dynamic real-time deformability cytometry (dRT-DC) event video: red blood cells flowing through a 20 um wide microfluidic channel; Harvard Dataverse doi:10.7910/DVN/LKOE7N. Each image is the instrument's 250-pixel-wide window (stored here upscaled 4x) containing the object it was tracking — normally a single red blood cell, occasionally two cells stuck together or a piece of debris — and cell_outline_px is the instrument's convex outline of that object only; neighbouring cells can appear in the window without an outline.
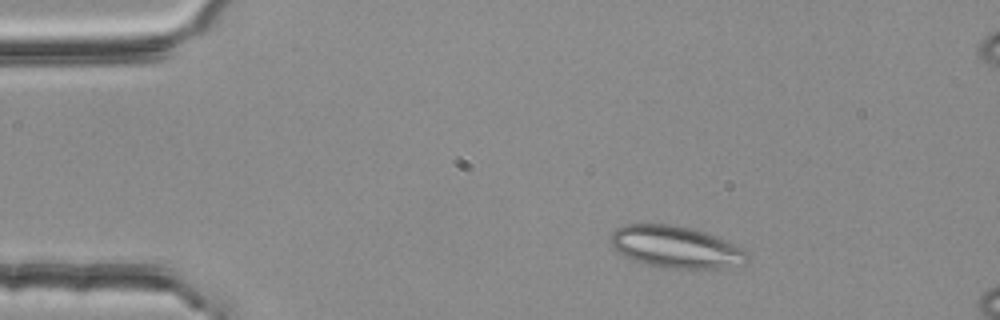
{"species": "common noctule bat (a hibernating species)", "species_latin": "Nyctalus noctula", "temperature_condition": "room temperature", "stored_images_in_passage": 15, "camera_frame_rate_fps": 3000, "um_per_image_px": 0.085, "animal": {"sex": "female", "body_mass_g": 25.1}, "frame": {"image": 1, "passage_image": 7, "time_ms": 2.0, "image_size_px": [1000, 320], "cell_outline_px": [[748, 260], [744, 264], [720, 268], [664, 268], [632, 260], [624, 256], [612, 248], [608, 240], [608, 236], [616, 228], [624, 224], [668, 224], [688, 228], [704, 232], [716, 236], [748, 252]], "centroid_in_image_um": [57.37, 20.99], "position_along_channel_um": 27.6, "area_um2": 33.35}}